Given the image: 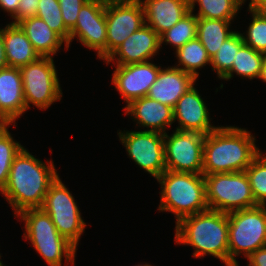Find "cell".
Listing matches in <instances>:
<instances>
[{
  "instance_id": "5bb4252c",
  "label": "cell",
  "mask_w": 266,
  "mask_h": 266,
  "mask_svg": "<svg viewBox=\"0 0 266 266\" xmlns=\"http://www.w3.org/2000/svg\"><path fill=\"white\" fill-rule=\"evenodd\" d=\"M161 49L160 35L150 26L144 24L120 44L105 60L109 65H128L151 61L159 55Z\"/></svg>"
},
{
  "instance_id": "4316f807",
  "label": "cell",
  "mask_w": 266,
  "mask_h": 266,
  "mask_svg": "<svg viewBox=\"0 0 266 266\" xmlns=\"http://www.w3.org/2000/svg\"><path fill=\"white\" fill-rule=\"evenodd\" d=\"M175 54L178 64L174 67L190 73L196 79L199 78L200 73L198 71L201 68H204L206 65H211V59L197 37L177 49Z\"/></svg>"
},
{
  "instance_id": "8fae6325",
  "label": "cell",
  "mask_w": 266,
  "mask_h": 266,
  "mask_svg": "<svg viewBox=\"0 0 266 266\" xmlns=\"http://www.w3.org/2000/svg\"><path fill=\"white\" fill-rule=\"evenodd\" d=\"M107 27L106 58L144 24L143 7L139 0L107 1L105 5Z\"/></svg>"
},
{
  "instance_id": "4fadbf2b",
  "label": "cell",
  "mask_w": 266,
  "mask_h": 266,
  "mask_svg": "<svg viewBox=\"0 0 266 266\" xmlns=\"http://www.w3.org/2000/svg\"><path fill=\"white\" fill-rule=\"evenodd\" d=\"M115 66L112 84L124 99L126 106L131 101L148 95L162 68L152 61Z\"/></svg>"
},
{
  "instance_id": "277c9868",
  "label": "cell",
  "mask_w": 266,
  "mask_h": 266,
  "mask_svg": "<svg viewBox=\"0 0 266 266\" xmlns=\"http://www.w3.org/2000/svg\"><path fill=\"white\" fill-rule=\"evenodd\" d=\"M156 180L161 186L157 210L173 213L176 224L186 216L208 210L203 174L165 170Z\"/></svg>"
},
{
  "instance_id": "30bf717a",
  "label": "cell",
  "mask_w": 266,
  "mask_h": 266,
  "mask_svg": "<svg viewBox=\"0 0 266 266\" xmlns=\"http://www.w3.org/2000/svg\"><path fill=\"white\" fill-rule=\"evenodd\" d=\"M133 162L157 179L165 170L164 134L155 131H117Z\"/></svg>"
},
{
  "instance_id": "f546056e",
  "label": "cell",
  "mask_w": 266,
  "mask_h": 266,
  "mask_svg": "<svg viewBox=\"0 0 266 266\" xmlns=\"http://www.w3.org/2000/svg\"><path fill=\"white\" fill-rule=\"evenodd\" d=\"M9 126L11 124H6L0 130V191L7 184L14 157L25 147L13 139L14 137L8 130Z\"/></svg>"
},
{
  "instance_id": "1f68e13d",
  "label": "cell",
  "mask_w": 266,
  "mask_h": 266,
  "mask_svg": "<svg viewBox=\"0 0 266 266\" xmlns=\"http://www.w3.org/2000/svg\"><path fill=\"white\" fill-rule=\"evenodd\" d=\"M245 172L256 203L266 206V153L260 152Z\"/></svg>"
},
{
  "instance_id": "d6986e66",
  "label": "cell",
  "mask_w": 266,
  "mask_h": 266,
  "mask_svg": "<svg viewBox=\"0 0 266 266\" xmlns=\"http://www.w3.org/2000/svg\"><path fill=\"white\" fill-rule=\"evenodd\" d=\"M145 24L159 35L174 26L190 11L189 0H139Z\"/></svg>"
},
{
  "instance_id": "e0dca14e",
  "label": "cell",
  "mask_w": 266,
  "mask_h": 266,
  "mask_svg": "<svg viewBox=\"0 0 266 266\" xmlns=\"http://www.w3.org/2000/svg\"><path fill=\"white\" fill-rule=\"evenodd\" d=\"M26 111L20 69H0V120L16 127V119Z\"/></svg>"
},
{
  "instance_id": "6da1fadb",
  "label": "cell",
  "mask_w": 266,
  "mask_h": 266,
  "mask_svg": "<svg viewBox=\"0 0 266 266\" xmlns=\"http://www.w3.org/2000/svg\"><path fill=\"white\" fill-rule=\"evenodd\" d=\"M58 176L53 160L45 163L23 147L14 157L7 184L0 194L15 217L24 210L41 208L49 186Z\"/></svg>"
},
{
  "instance_id": "ba28073f",
  "label": "cell",
  "mask_w": 266,
  "mask_h": 266,
  "mask_svg": "<svg viewBox=\"0 0 266 266\" xmlns=\"http://www.w3.org/2000/svg\"><path fill=\"white\" fill-rule=\"evenodd\" d=\"M75 201L58 176L49 186L41 209L51 217L57 231L77 248L87 224Z\"/></svg>"
},
{
  "instance_id": "ffe728a7",
  "label": "cell",
  "mask_w": 266,
  "mask_h": 266,
  "mask_svg": "<svg viewBox=\"0 0 266 266\" xmlns=\"http://www.w3.org/2000/svg\"><path fill=\"white\" fill-rule=\"evenodd\" d=\"M2 35L8 67L20 68L40 58L18 24H6L2 28Z\"/></svg>"
},
{
  "instance_id": "9a60e30c",
  "label": "cell",
  "mask_w": 266,
  "mask_h": 266,
  "mask_svg": "<svg viewBox=\"0 0 266 266\" xmlns=\"http://www.w3.org/2000/svg\"><path fill=\"white\" fill-rule=\"evenodd\" d=\"M206 105L196 87H191L173 107L174 122L178 123L175 130L199 132L204 135L214 131L218 126L211 124Z\"/></svg>"
},
{
  "instance_id": "7402d4cb",
  "label": "cell",
  "mask_w": 266,
  "mask_h": 266,
  "mask_svg": "<svg viewBox=\"0 0 266 266\" xmlns=\"http://www.w3.org/2000/svg\"><path fill=\"white\" fill-rule=\"evenodd\" d=\"M16 218L24 221V240L66 239L57 231L51 217L41 208L24 210Z\"/></svg>"
},
{
  "instance_id": "52a82bcc",
  "label": "cell",
  "mask_w": 266,
  "mask_h": 266,
  "mask_svg": "<svg viewBox=\"0 0 266 266\" xmlns=\"http://www.w3.org/2000/svg\"><path fill=\"white\" fill-rule=\"evenodd\" d=\"M19 69L27 111L31 104L46 110L61 100L63 92L53 57H40Z\"/></svg>"
},
{
  "instance_id": "ab89813d",
  "label": "cell",
  "mask_w": 266,
  "mask_h": 266,
  "mask_svg": "<svg viewBox=\"0 0 266 266\" xmlns=\"http://www.w3.org/2000/svg\"><path fill=\"white\" fill-rule=\"evenodd\" d=\"M259 79L266 83V55L262 63L261 74H260Z\"/></svg>"
},
{
  "instance_id": "f35d334b",
  "label": "cell",
  "mask_w": 266,
  "mask_h": 266,
  "mask_svg": "<svg viewBox=\"0 0 266 266\" xmlns=\"http://www.w3.org/2000/svg\"><path fill=\"white\" fill-rule=\"evenodd\" d=\"M8 67L6 55H5V46L4 39L2 35V28H0V69Z\"/></svg>"
},
{
  "instance_id": "7bdbcfd3",
  "label": "cell",
  "mask_w": 266,
  "mask_h": 266,
  "mask_svg": "<svg viewBox=\"0 0 266 266\" xmlns=\"http://www.w3.org/2000/svg\"><path fill=\"white\" fill-rule=\"evenodd\" d=\"M1 257H2V256H0V266H6V265H4L3 262L1 261V260H2Z\"/></svg>"
},
{
  "instance_id": "ac0fdd59",
  "label": "cell",
  "mask_w": 266,
  "mask_h": 266,
  "mask_svg": "<svg viewBox=\"0 0 266 266\" xmlns=\"http://www.w3.org/2000/svg\"><path fill=\"white\" fill-rule=\"evenodd\" d=\"M196 80L193 75L177 67H163L147 96L173 108L181 96L195 86Z\"/></svg>"
},
{
  "instance_id": "8992f818",
  "label": "cell",
  "mask_w": 266,
  "mask_h": 266,
  "mask_svg": "<svg viewBox=\"0 0 266 266\" xmlns=\"http://www.w3.org/2000/svg\"><path fill=\"white\" fill-rule=\"evenodd\" d=\"M208 209L229 213L255 207L245 171L204 175Z\"/></svg>"
},
{
  "instance_id": "74e56055",
  "label": "cell",
  "mask_w": 266,
  "mask_h": 266,
  "mask_svg": "<svg viewBox=\"0 0 266 266\" xmlns=\"http://www.w3.org/2000/svg\"><path fill=\"white\" fill-rule=\"evenodd\" d=\"M248 6L263 18H266V0H250Z\"/></svg>"
},
{
  "instance_id": "e575fe53",
  "label": "cell",
  "mask_w": 266,
  "mask_h": 266,
  "mask_svg": "<svg viewBox=\"0 0 266 266\" xmlns=\"http://www.w3.org/2000/svg\"><path fill=\"white\" fill-rule=\"evenodd\" d=\"M39 0H20L17 9V24L27 18L36 17Z\"/></svg>"
},
{
  "instance_id": "484cf974",
  "label": "cell",
  "mask_w": 266,
  "mask_h": 266,
  "mask_svg": "<svg viewBox=\"0 0 266 266\" xmlns=\"http://www.w3.org/2000/svg\"><path fill=\"white\" fill-rule=\"evenodd\" d=\"M247 0H189L190 11L197 18L229 20L234 22V18L241 10ZM199 6L196 14L195 6Z\"/></svg>"
},
{
  "instance_id": "7c38bea8",
  "label": "cell",
  "mask_w": 266,
  "mask_h": 266,
  "mask_svg": "<svg viewBox=\"0 0 266 266\" xmlns=\"http://www.w3.org/2000/svg\"><path fill=\"white\" fill-rule=\"evenodd\" d=\"M104 0H89L79 11L76 25L70 30L69 47L76 38L82 46L97 52V58L106 59L107 27Z\"/></svg>"
},
{
  "instance_id": "44dd1931",
  "label": "cell",
  "mask_w": 266,
  "mask_h": 266,
  "mask_svg": "<svg viewBox=\"0 0 266 266\" xmlns=\"http://www.w3.org/2000/svg\"><path fill=\"white\" fill-rule=\"evenodd\" d=\"M18 25L25 32L40 57L55 56L63 44L65 45L64 49L69 50L67 43L44 20L38 17L24 19Z\"/></svg>"
},
{
  "instance_id": "2e32d148",
  "label": "cell",
  "mask_w": 266,
  "mask_h": 266,
  "mask_svg": "<svg viewBox=\"0 0 266 266\" xmlns=\"http://www.w3.org/2000/svg\"><path fill=\"white\" fill-rule=\"evenodd\" d=\"M125 115H130L135 124L147 128L143 131H155L162 134L167 133L169 127L174 123L173 108L156 100L144 96L131 101L123 108Z\"/></svg>"
},
{
  "instance_id": "836d02e7",
  "label": "cell",
  "mask_w": 266,
  "mask_h": 266,
  "mask_svg": "<svg viewBox=\"0 0 266 266\" xmlns=\"http://www.w3.org/2000/svg\"><path fill=\"white\" fill-rule=\"evenodd\" d=\"M89 0H58L65 26L71 30L77 22V16L82 6Z\"/></svg>"
},
{
  "instance_id": "b9f144b4",
  "label": "cell",
  "mask_w": 266,
  "mask_h": 266,
  "mask_svg": "<svg viewBox=\"0 0 266 266\" xmlns=\"http://www.w3.org/2000/svg\"><path fill=\"white\" fill-rule=\"evenodd\" d=\"M135 266H152V265L149 264V263H144V262H143V264L141 263V264H138V265H135Z\"/></svg>"
},
{
  "instance_id": "cb8c5ba5",
  "label": "cell",
  "mask_w": 266,
  "mask_h": 266,
  "mask_svg": "<svg viewBox=\"0 0 266 266\" xmlns=\"http://www.w3.org/2000/svg\"><path fill=\"white\" fill-rule=\"evenodd\" d=\"M31 246L43 258L48 266L75 265L77 248L67 239L29 240ZM70 262V263H69ZM68 264V265H67Z\"/></svg>"
},
{
  "instance_id": "d590c367",
  "label": "cell",
  "mask_w": 266,
  "mask_h": 266,
  "mask_svg": "<svg viewBox=\"0 0 266 266\" xmlns=\"http://www.w3.org/2000/svg\"><path fill=\"white\" fill-rule=\"evenodd\" d=\"M20 0H0V8L3 9L4 12L8 13V15L14 20L12 24H17V9L19 6Z\"/></svg>"
},
{
  "instance_id": "3957f363",
  "label": "cell",
  "mask_w": 266,
  "mask_h": 266,
  "mask_svg": "<svg viewBox=\"0 0 266 266\" xmlns=\"http://www.w3.org/2000/svg\"><path fill=\"white\" fill-rule=\"evenodd\" d=\"M228 227V213L208 209L182 218L175 225L174 241L193 247L195 259L211 255L229 266Z\"/></svg>"
},
{
  "instance_id": "60d3db41",
  "label": "cell",
  "mask_w": 266,
  "mask_h": 266,
  "mask_svg": "<svg viewBox=\"0 0 266 266\" xmlns=\"http://www.w3.org/2000/svg\"><path fill=\"white\" fill-rule=\"evenodd\" d=\"M6 125V123L2 120H0V130Z\"/></svg>"
},
{
  "instance_id": "d6a6232c",
  "label": "cell",
  "mask_w": 266,
  "mask_h": 266,
  "mask_svg": "<svg viewBox=\"0 0 266 266\" xmlns=\"http://www.w3.org/2000/svg\"><path fill=\"white\" fill-rule=\"evenodd\" d=\"M247 11L252 15V19L246 32H240L243 42L254 50L266 54V18L257 14L249 6Z\"/></svg>"
},
{
  "instance_id": "d4e9b609",
  "label": "cell",
  "mask_w": 266,
  "mask_h": 266,
  "mask_svg": "<svg viewBox=\"0 0 266 266\" xmlns=\"http://www.w3.org/2000/svg\"><path fill=\"white\" fill-rule=\"evenodd\" d=\"M265 55V53L256 51L244 43L236 53L232 68L220 80L228 81L235 74L243 79H258Z\"/></svg>"
},
{
  "instance_id": "5b68a950",
  "label": "cell",
  "mask_w": 266,
  "mask_h": 266,
  "mask_svg": "<svg viewBox=\"0 0 266 266\" xmlns=\"http://www.w3.org/2000/svg\"><path fill=\"white\" fill-rule=\"evenodd\" d=\"M229 266L239 264L236 257H249L266 246V206L236 210L228 213Z\"/></svg>"
},
{
  "instance_id": "83f0119b",
  "label": "cell",
  "mask_w": 266,
  "mask_h": 266,
  "mask_svg": "<svg viewBox=\"0 0 266 266\" xmlns=\"http://www.w3.org/2000/svg\"><path fill=\"white\" fill-rule=\"evenodd\" d=\"M197 17L189 11L174 26L160 35V45L173 46L177 50L185 43L196 38Z\"/></svg>"
},
{
  "instance_id": "603a6c76",
  "label": "cell",
  "mask_w": 266,
  "mask_h": 266,
  "mask_svg": "<svg viewBox=\"0 0 266 266\" xmlns=\"http://www.w3.org/2000/svg\"><path fill=\"white\" fill-rule=\"evenodd\" d=\"M231 24L229 20L197 18L196 37L206 49L210 59L215 56L223 42L235 32L231 30Z\"/></svg>"
},
{
  "instance_id": "7a4b0ae2",
  "label": "cell",
  "mask_w": 266,
  "mask_h": 266,
  "mask_svg": "<svg viewBox=\"0 0 266 266\" xmlns=\"http://www.w3.org/2000/svg\"><path fill=\"white\" fill-rule=\"evenodd\" d=\"M261 152L246 128L222 126L205 135L203 175L245 171Z\"/></svg>"
},
{
  "instance_id": "f1b7e54d",
  "label": "cell",
  "mask_w": 266,
  "mask_h": 266,
  "mask_svg": "<svg viewBox=\"0 0 266 266\" xmlns=\"http://www.w3.org/2000/svg\"><path fill=\"white\" fill-rule=\"evenodd\" d=\"M243 44L244 42L240 31H235L223 42L218 52L211 58L212 71L217 73L219 79L232 68L236 53Z\"/></svg>"
},
{
  "instance_id": "8d00e7d4",
  "label": "cell",
  "mask_w": 266,
  "mask_h": 266,
  "mask_svg": "<svg viewBox=\"0 0 266 266\" xmlns=\"http://www.w3.org/2000/svg\"><path fill=\"white\" fill-rule=\"evenodd\" d=\"M246 259L248 266H266V246L257 249Z\"/></svg>"
},
{
  "instance_id": "4dcf8cb0",
  "label": "cell",
  "mask_w": 266,
  "mask_h": 266,
  "mask_svg": "<svg viewBox=\"0 0 266 266\" xmlns=\"http://www.w3.org/2000/svg\"><path fill=\"white\" fill-rule=\"evenodd\" d=\"M36 17L44 20L67 43L69 48L70 30L65 26L58 0H39Z\"/></svg>"
},
{
  "instance_id": "9c48e42d",
  "label": "cell",
  "mask_w": 266,
  "mask_h": 266,
  "mask_svg": "<svg viewBox=\"0 0 266 266\" xmlns=\"http://www.w3.org/2000/svg\"><path fill=\"white\" fill-rule=\"evenodd\" d=\"M205 135L199 132L175 130L164 134L166 170L202 174Z\"/></svg>"
}]
</instances>
